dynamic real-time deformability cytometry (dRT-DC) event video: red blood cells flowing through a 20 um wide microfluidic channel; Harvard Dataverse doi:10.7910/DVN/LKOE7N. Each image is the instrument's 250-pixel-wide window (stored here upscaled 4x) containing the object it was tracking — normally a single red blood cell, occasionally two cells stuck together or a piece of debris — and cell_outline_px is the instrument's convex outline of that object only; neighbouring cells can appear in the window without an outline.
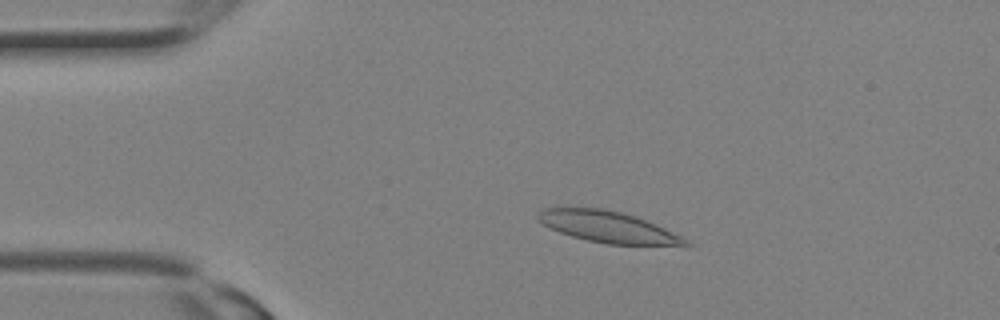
{"species": "Egyptian fruit bat (a non-hibernating species)", "species_latin": "Rousettus aegyptiacus", "temperature_condition": "room temperature", "stored_images_in_passage": 15, "camera_frame_rate_fps": 3000, "um_per_image_px": 0.085, "animal": {"sex": "female"}, "frame": {"image": 1, "passage_image": 5, "time_ms": 1.333, "image_size_px": [1000, 320], "cell_outline_px": [[692, 244], [608, 244], [588, 240], [572, 236], [560, 232], [544, 224], [536, 216], [544, 208], [604, 208], [620, 212], [656, 224], [688, 240]], "centroid_in_image_um": [51.63, 19.27], "position_along_channel_um": 33.4, "area_um2": 25.89}}
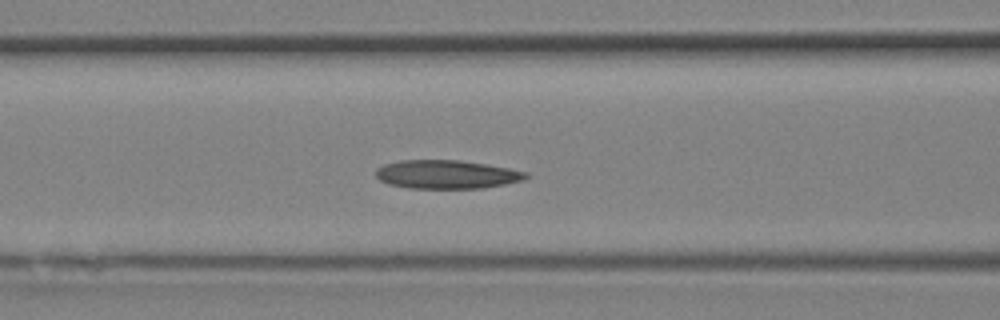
{"frame": {"image": 2, "passage_image": 11, "time_ms": 3.333, "image_size_px": [1000, 320], "cell_outline_px": [[528, 176], [524, 180], [484, 188], [408, 188], [388, 184], [380, 180], [376, 176], [376, 168], [384, 164], [400, 160], [460, 160], [508, 168], [528, 172]], "centroid_in_image_um": [37.94, 14.82], "position_along_channel_um": 128.7, "area_um2": 24.97}}
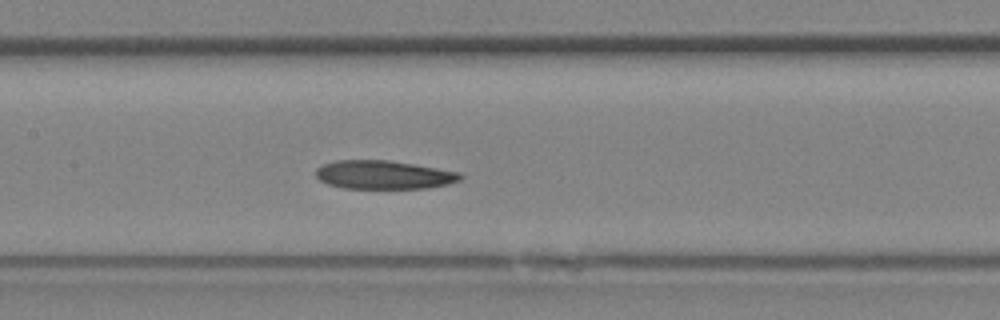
{"frame": {"image": 3, "passage_image": 13, "time_ms": 4.0, "image_size_px": [1000, 320], "cell_outline_px": [[464, 176], [460, 180], [448, 184], [428, 188], [344, 188], [328, 184], [320, 180], [316, 176], [316, 168], [324, 164], [336, 160], [388, 160], [460, 172]], "centroid_in_image_um": [32.62, 14.86], "position_along_channel_um": 174.8, "area_um2": 23.93}}